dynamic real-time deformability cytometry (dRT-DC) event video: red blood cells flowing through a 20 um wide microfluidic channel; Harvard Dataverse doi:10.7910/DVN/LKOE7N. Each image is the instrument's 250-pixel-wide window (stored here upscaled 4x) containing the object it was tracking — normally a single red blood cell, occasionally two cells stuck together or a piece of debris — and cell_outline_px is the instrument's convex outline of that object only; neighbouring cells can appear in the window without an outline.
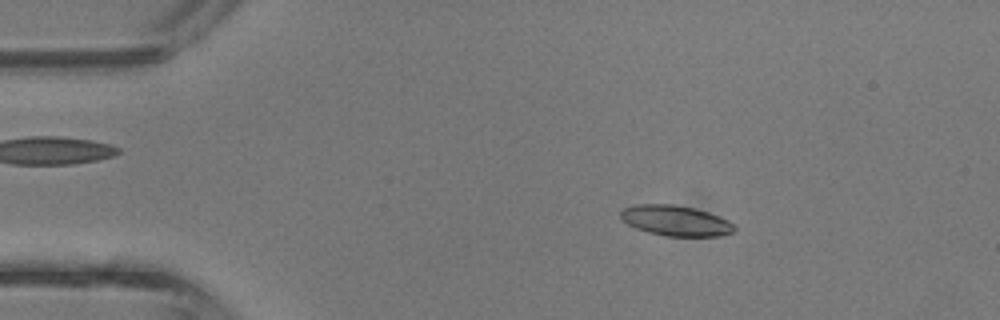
{"species": "common noctule bat (a hibernating species)", "species_latin": "Nyctalus noctula", "temperature_condition": "room temperature", "stored_images_in_passage": 42, "camera_frame_rate_fps": 3000, "um_per_image_px": 0.085, "animal": {"sex": "male", "body_mass_g": 13.3}, "frame": {"image": 1, "passage_image": 7, "time_ms": 2.0, "image_size_px": [1000, 320], "cell_outline_px": [[736, 232], [720, 236], [668, 236], [648, 232], [636, 228], [620, 220], [620, 212], [624, 208], [636, 204], [672, 204], [696, 208], [708, 212], [728, 220], [736, 228]], "centroid_in_image_um": [57.43, 18.75], "position_along_channel_um": 27.6, "area_um2": 20.29}}
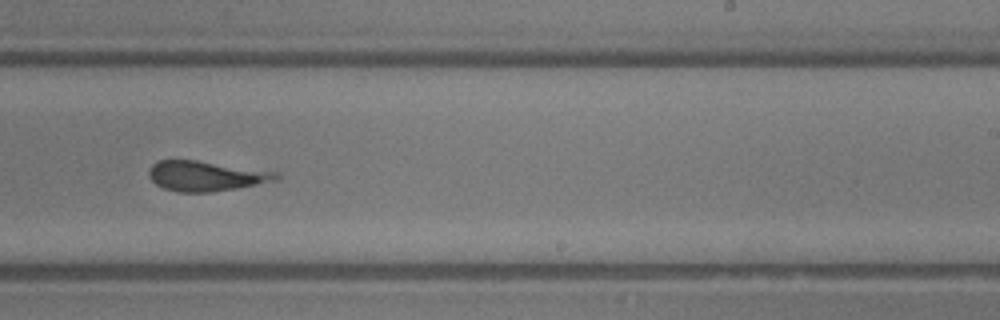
{"frame": {"image": 2, "passage_image": 26, "time_ms": 8.333, "image_size_px": [1000, 320], "cell_outline_px": [[280, 176], [276, 180], [236, 188], [212, 192], [176, 192], [164, 188], [156, 184], [152, 180], [148, 172], [152, 164], [160, 160], [196, 160], [276, 172]], "centroid_in_image_um": [17.46, 14.96], "position_along_channel_um": 271.5, "area_um2": 21.96}}
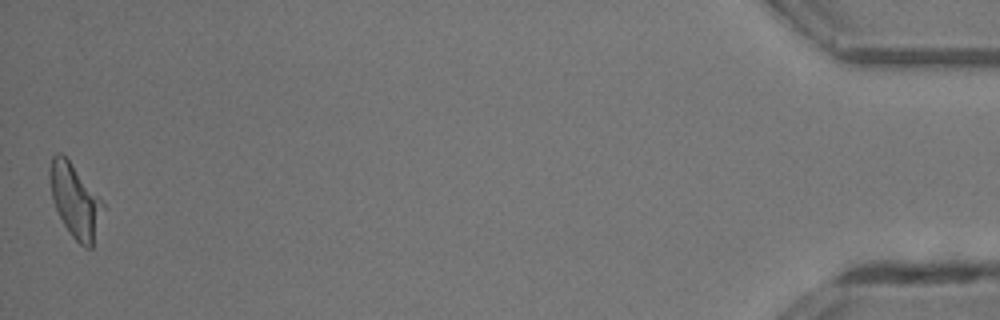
{"frame": {"image": 3, "passage_image": 42, "time_ms": 13.667, "image_size_px": [1000, 320], "cell_outline_px": [[104, 208], [92, 248], [84, 248], [72, 236], [64, 224], [52, 200], [48, 176], [48, 168], [52, 156], [56, 152], [60, 152], [68, 160], [104, 204]], "centroid_in_image_um": [6.34, 17.06], "position_along_channel_um": 428.9, "area_um2": 22.31}, "authors_computed_cell_mechanics": {"area_um2": 21.9929, "velocity_mm_per_s": 4.8144, "shape_relaxation_time_tau1_ms": 1.6752, "shape_relaxation_time_tau2_ms": 3.831, "deformation_change_tau1": 0.0489, "deformation_change_tau2": 0.1821}}